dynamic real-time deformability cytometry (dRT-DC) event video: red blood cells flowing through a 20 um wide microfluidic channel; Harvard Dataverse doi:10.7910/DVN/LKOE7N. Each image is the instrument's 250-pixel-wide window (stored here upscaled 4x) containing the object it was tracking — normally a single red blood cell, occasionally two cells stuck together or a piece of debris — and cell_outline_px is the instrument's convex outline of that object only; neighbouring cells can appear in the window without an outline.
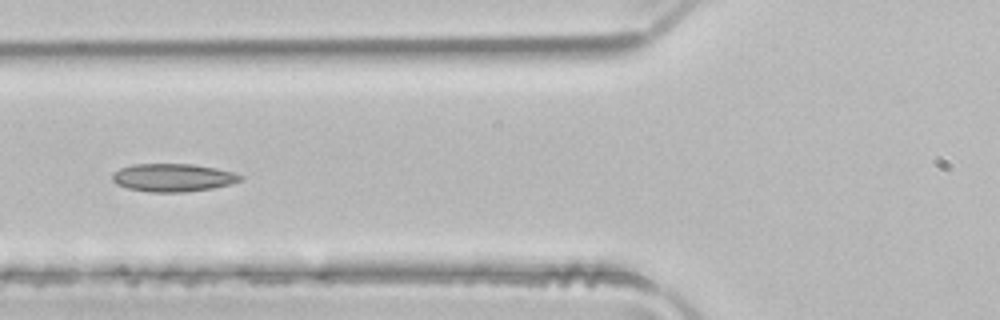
{"species": "common noctule bat (a hibernating species)", "species_latin": "Nyctalus noctula", "temperature_condition": "room temperature", "stored_images_in_passage": 4, "camera_frame_rate_fps": 3000, "um_per_image_px": 0.085, "animal": {"sex": "male", "body_mass_g": 21.5, "forearm_length_mm": 52.0}, "frame": {"image": 1, "passage_image": 4, "time_ms": 1.0, "image_size_px": [1000, 320], "cell_outline_px": [[244, 180], [212, 188], [184, 192], [148, 192], [128, 188], [116, 184], [112, 180], [112, 172], [120, 168], [132, 164], [192, 164], [216, 168], [232, 172], [244, 176]], "centroid_in_image_um": [14.68, 15.09], "position_along_channel_um": 111.1, "area_um2": 20.92}}